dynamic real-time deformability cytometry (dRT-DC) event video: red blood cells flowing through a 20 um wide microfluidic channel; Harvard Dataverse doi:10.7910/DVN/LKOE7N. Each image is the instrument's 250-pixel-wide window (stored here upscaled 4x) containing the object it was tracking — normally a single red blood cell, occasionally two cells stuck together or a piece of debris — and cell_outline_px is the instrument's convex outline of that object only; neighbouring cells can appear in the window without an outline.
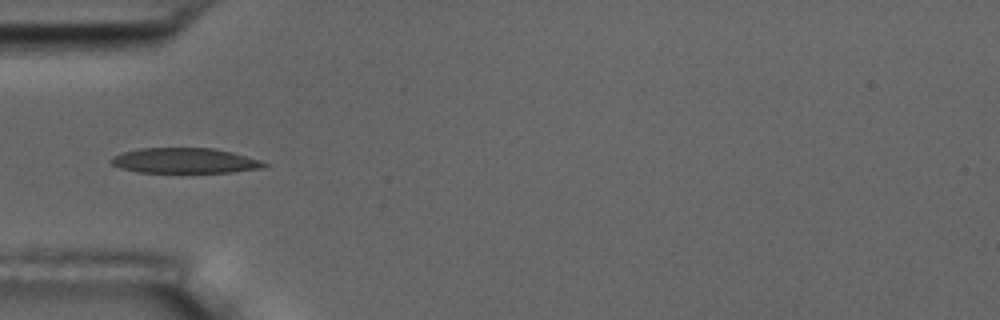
{"species": "common noctule bat (a hibernating species)", "species_latin": "Nyctalus noctula", "temperature_condition": "room temperature", "stored_images_in_passage": 7, "camera_frame_rate_fps": 3000, "um_per_image_px": 0.085, "animal": {"sex": "male", "body_mass_g": 17.5, "forearm_length_mm": 52.3}, "frame": {"image": 1, "passage_image": 1, "time_ms": 0.0, "image_size_px": [1000, 320], "cell_outline_px": [[268, 164], [264, 168], [232, 172], [140, 172], [120, 168], [112, 164], [108, 160], [112, 156], [124, 152], [140, 148], [212, 148], [232, 152]], "centroid_in_image_um": [15.65, 13.65], "position_along_channel_um": 69.4, "area_um2": 22.25}}
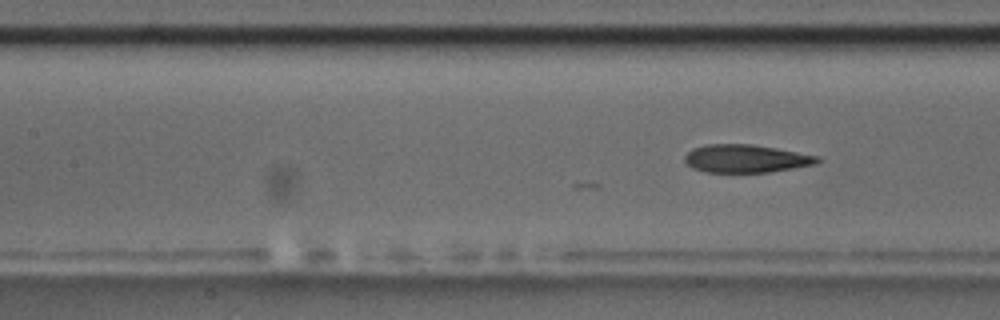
{"frame": {"image": 2, "passage_image": 7, "time_ms": 2.0, "image_size_px": [1000, 320], "cell_outline_px": [[824, 160], [816, 164], [768, 172], [704, 172], [692, 168], [684, 160], [684, 156], [692, 148], [708, 144], [752, 144], [776, 148], [820, 156]], "centroid_in_image_um": [63.42, 13.48], "position_along_channel_um": 144.0, "area_um2": 21.73}}